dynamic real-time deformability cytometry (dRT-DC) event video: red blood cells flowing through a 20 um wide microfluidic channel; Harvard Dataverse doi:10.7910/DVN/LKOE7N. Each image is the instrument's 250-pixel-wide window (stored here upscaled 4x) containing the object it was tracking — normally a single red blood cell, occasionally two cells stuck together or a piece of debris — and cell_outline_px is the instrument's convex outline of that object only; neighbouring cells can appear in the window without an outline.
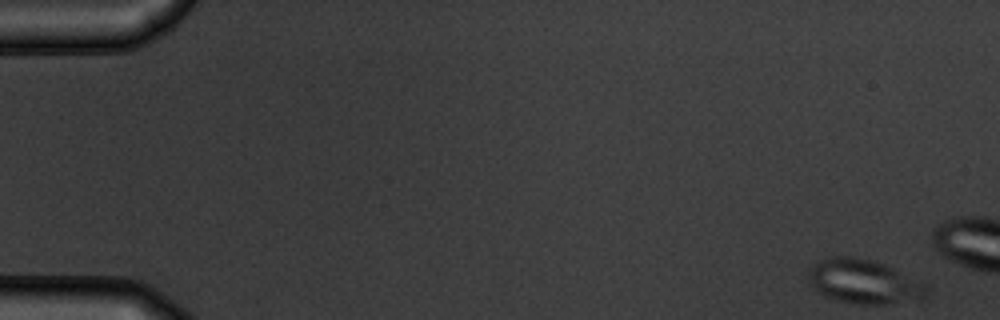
{"species": "common noctule bat (a hibernating species)", "species_latin": "Nyctalus noctula", "temperature_condition": "warm", "stored_images_in_passage": 15, "camera_frame_rate_fps": 3000, "um_per_image_px": 0.085, "animal": {"sex": "male", "body_mass_g": 19.5, "forearm_length_mm": 54.6}, "frame": {"image": 1, "passage_image": 1, "time_ms": 0.0, "image_size_px": [1000, 320], "cell_outline_px": [[928, 292], [924, 300], [892, 304], [856, 304], [824, 296], [812, 284], [808, 276], [808, 268], [812, 264], [820, 260], [832, 256], [852, 256], [872, 260], [884, 264], [924, 284]], "centroid_in_image_um": [73.43, 23.94], "position_along_channel_um": 11.6, "area_um2": 30.35}}